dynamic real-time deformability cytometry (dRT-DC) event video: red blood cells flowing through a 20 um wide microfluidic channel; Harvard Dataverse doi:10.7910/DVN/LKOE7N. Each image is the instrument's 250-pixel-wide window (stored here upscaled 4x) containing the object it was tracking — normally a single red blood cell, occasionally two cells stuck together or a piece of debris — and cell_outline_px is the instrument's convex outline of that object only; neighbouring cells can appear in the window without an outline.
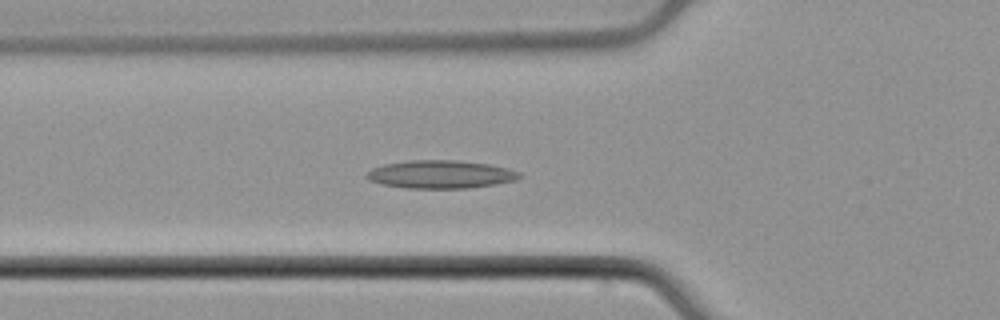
{"species": "common noctule bat (a hibernating species)", "species_latin": "Nyctalus noctula", "temperature_condition": "cold", "stored_images_in_passage": 36, "camera_frame_rate_fps": 3000, "um_per_image_px": 0.085, "animal": {"sex": "male", "body_mass_g": 21.5, "forearm_length_mm": 52.0}, "frame": {"image": 1, "passage_image": 2, "time_ms": 0.333, "image_size_px": [1000, 320], "cell_outline_px": [[524, 176], [516, 180], [496, 184], [468, 188], [408, 188], [380, 184], [368, 180], [364, 176], [372, 168], [384, 164], [408, 160], [452, 160], [488, 164], [508, 168], [520, 172]], "centroid_in_image_um": [37.45, 14.82], "position_along_channel_um": 88.4, "area_um2": 25.09}}
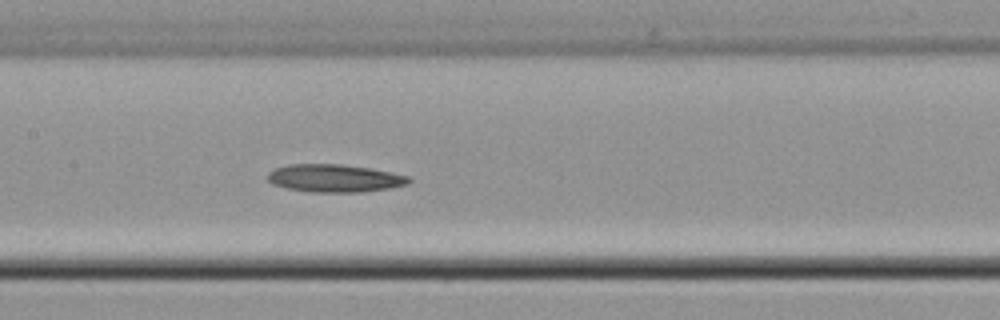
{"frame": {"image": 2, "passage_image": 9, "time_ms": 2.667, "image_size_px": [1000, 320], "cell_outline_px": [[412, 180], [408, 184], [392, 188], [364, 192], [308, 192], [288, 188], [272, 184], [268, 180], [268, 172], [276, 168], [288, 164], [340, 164], [368, 168], [392, 172], [408, 176]], "centroid_in_image_um": [28.46, 15.15], "position_along_channel_um": 178.9, "area_um2": 22.95}}
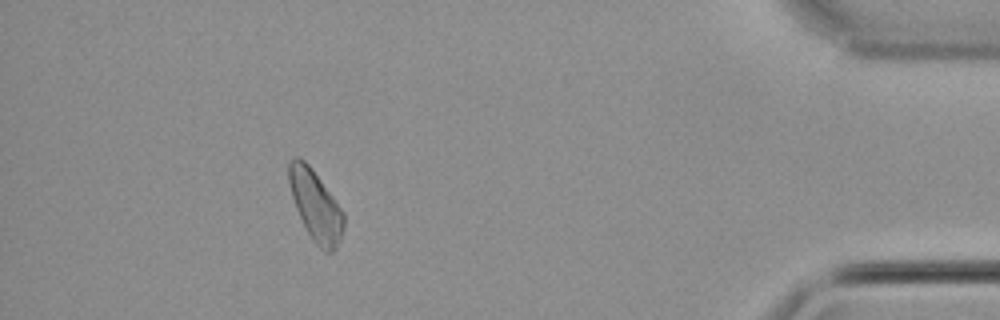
{"frame": {"image": 3, "passage_image": 31, "time_ms": 10.0, "image_size_px": [1000, 320], "cell_outline_px": [[344, 228], [336, 248], [332, 252], [324, 252], [316, 244], [308, 232], [296, 208], [292, 196], [288, 180], [288, 164], [292, 156], [300, 156], [308, 164], [344, 212]], "centroid_in_image_um": [26.81, 17.45], "position_along_channel_um": 408.4, "area_um2": 22.2}}